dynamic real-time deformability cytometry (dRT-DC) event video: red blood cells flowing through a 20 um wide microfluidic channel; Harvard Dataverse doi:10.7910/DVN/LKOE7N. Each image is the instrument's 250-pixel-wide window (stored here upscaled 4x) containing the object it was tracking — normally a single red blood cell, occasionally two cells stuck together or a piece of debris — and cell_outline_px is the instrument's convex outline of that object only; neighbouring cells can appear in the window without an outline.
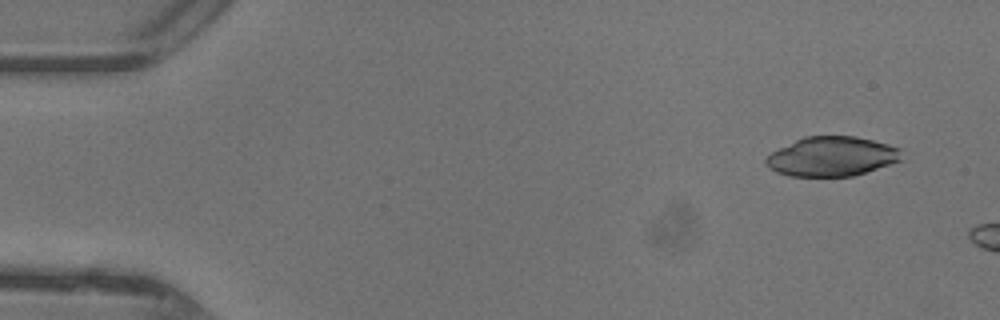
{"species": "common noctule bat (a hibernating species)", "species_latin": "Nyctalus noctula", "temperature_condition": "warm", "stored_images_in_passage": 8, "camera_frame_rate_fps": 3000, "um_per_image_px": 0.085, "animal": {"sex": "female"}, "frame": {"image": 1, "passage_image": 4, "time_ms": 1.0, "image_size_px": [1000, 320], "cell_outline_px": [[904, 160], [852, 176], [788, 176], [776, 172], [768, 168], [764, 164], [764, 160], [772, 152], [804, 136], [856, 136], [888, 144], [900, 148]], "centroid_in_image_um": [70.72, 13.3], "position_along_channel_um": 14.3, "area_um2": 31.33}}